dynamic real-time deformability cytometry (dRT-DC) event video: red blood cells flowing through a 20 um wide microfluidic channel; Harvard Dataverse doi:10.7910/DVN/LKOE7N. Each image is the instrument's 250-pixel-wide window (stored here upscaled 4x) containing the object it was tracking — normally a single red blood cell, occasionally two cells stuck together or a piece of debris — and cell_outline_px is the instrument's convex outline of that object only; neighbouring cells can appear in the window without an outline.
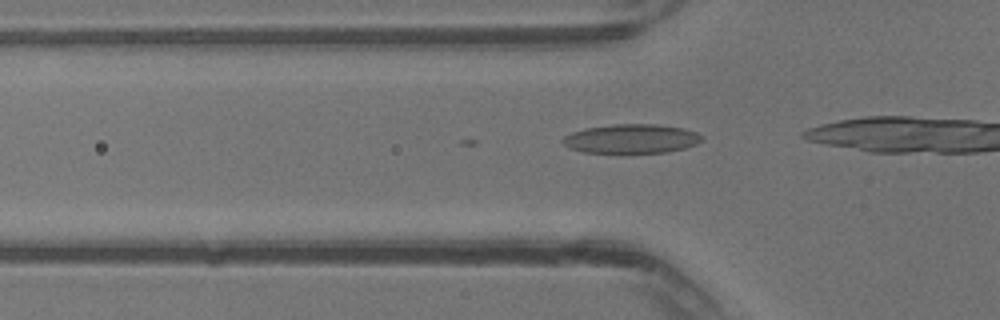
{"species": "common noctule bat (a hibernating species)", "species_latin": "Nyctalus noctula", "temperature_condition": "warm", "stored_images_in_passage": 18, "camera_frame_rate_fps": 3000, "um_per_image_px": 0.085, "animal": {"sex": "male", "body_mass_g": 13.3}, "frame": {"image": 1, "passage_image": 10, "time_ms": 3.0, "image_size_px": [1000, 320], "cell_outline_px": [[704, 140], [696, 144], [684, 148], [668, 152], [584, 152], [572, 148], [564, 144], [560, 140], [564, 136], [572, 132], [584, 128], [616, 124], [660, 124], [684, 128], [696, 132], [704, 136]], "centroid_in_image_um": [53.71, 11.77], "position_along_channel_um": 72.1, "area_um2": 23.58}}